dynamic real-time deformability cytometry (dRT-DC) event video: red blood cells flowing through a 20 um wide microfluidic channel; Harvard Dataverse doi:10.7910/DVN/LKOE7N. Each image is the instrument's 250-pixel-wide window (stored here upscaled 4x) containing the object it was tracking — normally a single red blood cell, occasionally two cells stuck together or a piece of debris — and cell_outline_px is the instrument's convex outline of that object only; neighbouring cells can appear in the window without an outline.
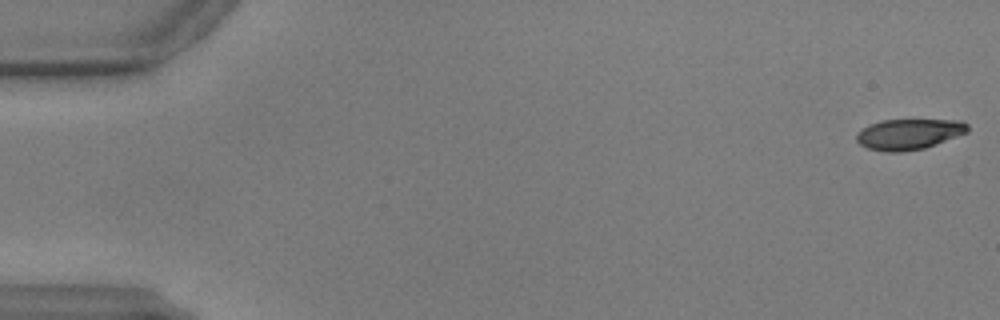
{"species": "common noctule bat (a hibernating species)", "species_latin": "Nyctalus noctula", "temperature_condition": "warm", "stored_images_in_passage": 59, "camera_frame_rate_fps": 3000, "um_per_image_px": 0.085, "animal": {"sex": "male", "body_mass_g": 17.9, "forearm_length_mm": 54.2}, "frame": {"image": 1, "passage_image": 1, "time_ms": 0.0, "image_size_px": [1000, 320], "cell_outline_px": [[968, 132], [936, 144], [924, 148], [900, 152], [888, 152], [868, 148], [860, 144], [856, 140], [856, 132], [868, 124], [880, 120], [960, 120], [968, 124]], "centroid_in_image_um": [77.23, 11.39], "position_along_channel_um": 7.8, "area_um2": 19.88}}
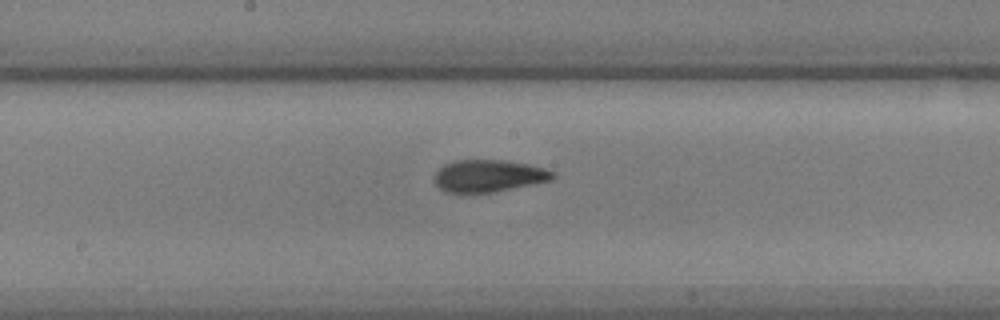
{"frame": {"image": 2, "passage_image": 31, "time_ms": 10.0, "image_size_px": [1000, 320], "cell_outline_px": [[556, 176], [552, 180], [496, 192], [468, 196], [460, 196], [444, 192], [436, 184], [432, 176], [444, 164], [452, 160], [504, 160], [532, 164], [556, 172]], "centroid_in_image_um": [41.49, 14.99], "position_along_channel_um": 206.7, "area_um2": 23.35}}
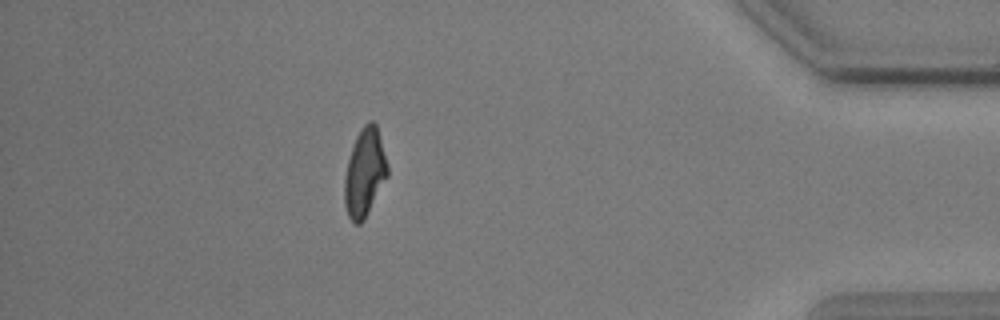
{"frame": {"image": 3, "passage_image": 52, "time_ms": 17.0, "image_size_px": [1000, 320], "cell_outline_px": [[388, 176], [364, 220], [360, 224], [356, 224], [348, 216], [344, 204], [344, 180], [348, 160], [356, 136], [360, 128], [368, 120], [372, 120], [376, 124], [388, 164]], "centroid_in_image_um": [31.0, 14.67], "position_along_channel_um": 404.2, "area_um2": 22.08}}